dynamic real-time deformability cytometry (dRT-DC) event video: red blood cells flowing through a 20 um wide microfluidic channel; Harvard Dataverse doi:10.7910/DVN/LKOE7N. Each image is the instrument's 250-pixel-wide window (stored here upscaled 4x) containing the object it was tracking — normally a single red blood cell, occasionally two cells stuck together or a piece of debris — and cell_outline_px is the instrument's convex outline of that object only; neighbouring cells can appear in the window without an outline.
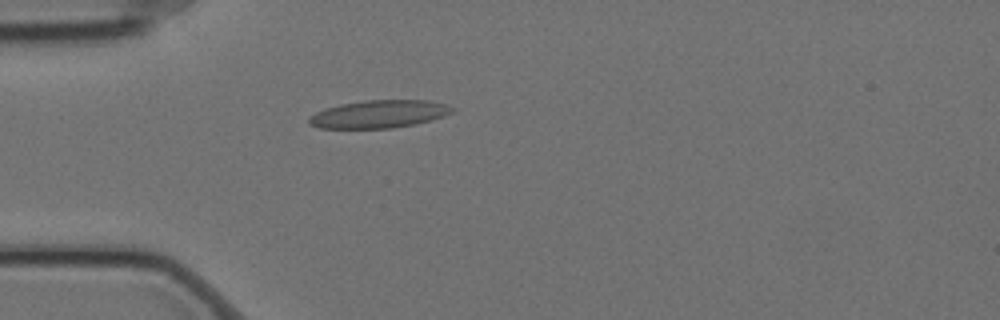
{"species": "Egyptian fruit bat (a non-hibernating species)", "species_latin": "Rousettus aegyptiacus", "temperature_condition": "cold", "stored_images_in_passage": 5, "camera_frame_rate_fps": 3000, "um_per_image_px": 0.085, "animal": {"sex": "female"}, "frame": {"image": 1, "passage_image": 5, "time_ms": 1.333, "image_size_px": [1000, 320], "cell_outline_px": [[456, 108], [452, 112], [444, 116], [432, 120], [416, 124], [392, 128], [320, 128], [308, 124], [308, 120], [316, 112], [324, 108], [340, 104], [364, 100], [428, 100], [444, 104]], "centroid_in_image_um": [32.22, 9.69], "position_along_channel_um": 52.8, "area_um2": 23.24}}